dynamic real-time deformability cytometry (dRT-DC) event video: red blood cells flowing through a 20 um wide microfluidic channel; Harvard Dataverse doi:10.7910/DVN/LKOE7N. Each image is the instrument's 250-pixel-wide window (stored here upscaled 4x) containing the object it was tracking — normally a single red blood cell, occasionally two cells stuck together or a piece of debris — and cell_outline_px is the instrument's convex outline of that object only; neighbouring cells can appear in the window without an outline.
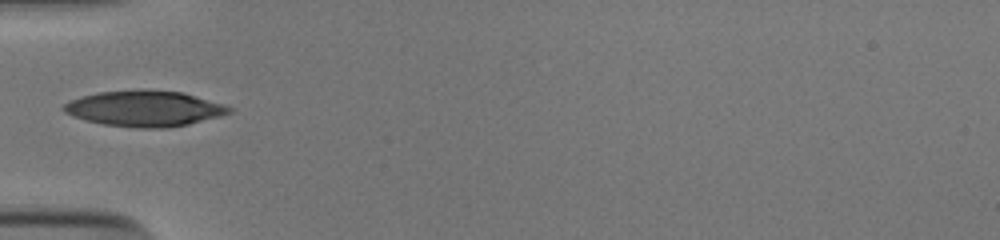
{"species": "human", "species_latin": "Homo sapiens", "temperature_condition": "cold", "stored_images_in_passage": 33, "camera_frame_rate_fps": 3000, "um_per_image_px": 0.085, "donor": {"sex": "male"}, "frame": {"image": 1, "passage_image": 1, "time_ms": 0.0, "image_size_px": [1000, 240], "cell_outline_px": [[232, 112], [220, 116], [188, 124], [168, 128], [136, 128], [104, 124], [72, 116], [64, 112], [60, 108], [64, 104], [72, 100], [96, 92], [180, 92], [196, 96], [224, 104], [232, 108]], "centroid_in_image_um": [12.29, 9.27], "position_along_channel_um": 72.7, "area_um2": 33.41}}
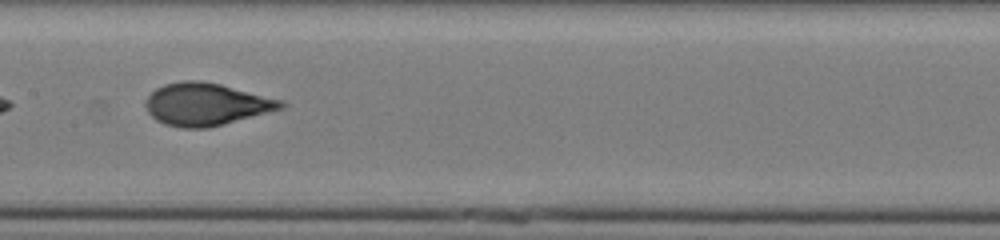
{"frame": {"image": 2, "passage_image": 10, "time_ms": 3.0, "image_size_px": [1000, 240], "cell_outline_px": [[288, 104], [284, 108], [208, 128], [180, 128], [164, 124], [156, 120], [148, 112], [144, 104], [148, 96], [156, 88], [164, 84], [180, 80], [200, 80], [220, 84], [284, 100]], "centroid_in_image_um": [17.52, 8.86], "position_along_channel_um": 189.9, "area_um2": 33.64}}
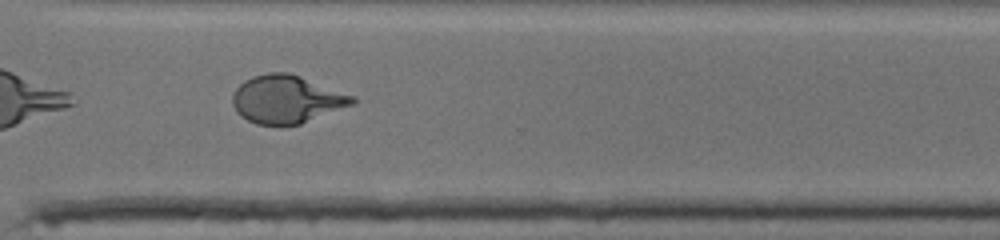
{"frame": {"image": 3, "passage_image": 22, "time_ms": 7.0, "image_size_px": [1000, 240], "cell_outline_px": [[356, 104], [300, 124], [256, 124], [240, 116], [236, 112], [232, 104], [232, 92], [244, 80], [252, 76], [268, 72], [288, 72], [300, 76], [356, 96]], "centroid_in_image_um": [24.37, 8.43], "position_along_channel_um": 346.2, "area_um2": 33.7}, "authors_computed_cell_mechanics": {"area_um2": 33.1194, "velocity_mm_per_s": 3.9071, "shape_relaxation_time_tau1_ms": 3.8138, "shape_relaxation_time_tau2_ms": 0.7367, "deformation_change_tau1": 0.1803, "deformation_change_tau2": 0.047}}